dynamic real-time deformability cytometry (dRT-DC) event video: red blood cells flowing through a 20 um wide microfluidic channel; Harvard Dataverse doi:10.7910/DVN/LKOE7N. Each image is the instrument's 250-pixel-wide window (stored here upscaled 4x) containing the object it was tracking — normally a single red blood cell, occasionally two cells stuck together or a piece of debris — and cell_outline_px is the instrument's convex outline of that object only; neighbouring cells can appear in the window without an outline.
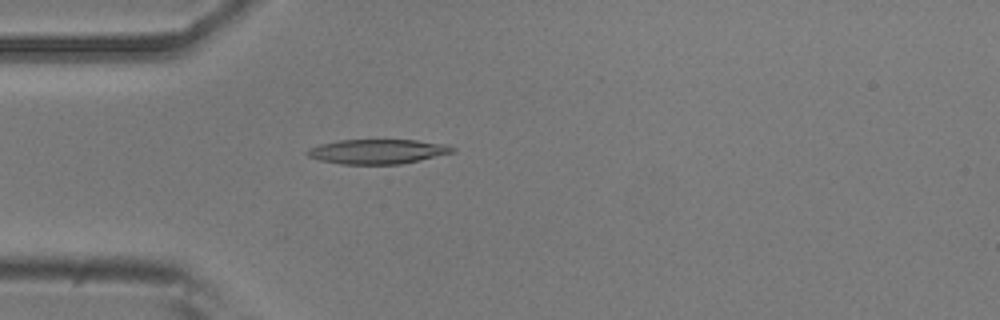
{"species": "common noctule bat (a hibernating species)", "species_latin": "Nyctalus noctula", "temperature_condition": "room temperature", "stored_images_in_passage": 51, "camera_frame_rate_fps": 3000, "um_per_image_px": 0.085, "animal": {"sex": "male", "body_mass_g": 20.5, "forearm_length_mm": 52.5}, "frame": {"image": 1, "passage_image": 14, "time_ms": 4.333, "image_size_px": [1000, 320], "cell_outline_px": [[456, 152], [400, 164], [340, 164], [320, 160], [308, 156], [304, 152], [308, 148], [320, 144], [340, 140], [416, 140], [448, 144], [456, 148]], "centroid_in_image_um": [32.11, 12.87], "position_along_channel_um": 52.9, "area_um2": 20.92}}
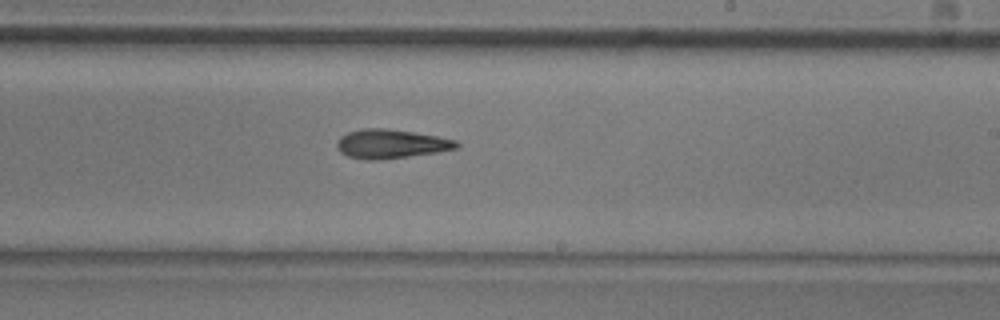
{"frame": {"image": 2, "passage_image": 30, "time_ms": 9.667, "image_size_px": [1000, 320], "cell_outline_px": [[460, 148], [436, 152], [408, 156], [376, 160], [368, 160], [348, 156], [340, 152], [336, 148], [336, 144], [340, 136], [348, 132], [364, 128], [384, 128], [412, 132], [436, 136], [456, 140], [460, 144]], "centroid_in_image_um": [33.22, 12.23], "position_along_channel_um": 255.8, "area_um2": 20.11}}
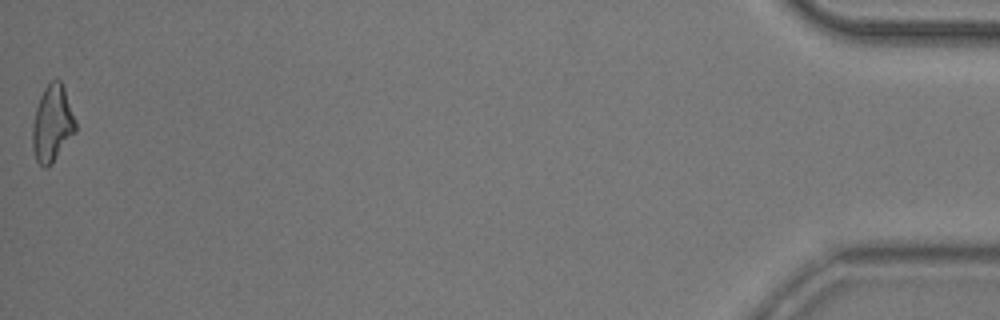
{"frame": {"image": 3, "passage_image": 51, "time_ms": 16.667, "image_size_px": [1000, 320], "cell_outline_px": [[76, 132], [52, 164], [48, 168], [44, 168], [36, 160], [32, 148], [32, 124], [36, 108], [40, 96], [44, 88], [52, 80], [60, 80], [64, 88], [76, 120]], "centroid_in_image_um": [4.44, 10.54], "position_along_channel_um": 430.8, "area_um2": 19.36}}